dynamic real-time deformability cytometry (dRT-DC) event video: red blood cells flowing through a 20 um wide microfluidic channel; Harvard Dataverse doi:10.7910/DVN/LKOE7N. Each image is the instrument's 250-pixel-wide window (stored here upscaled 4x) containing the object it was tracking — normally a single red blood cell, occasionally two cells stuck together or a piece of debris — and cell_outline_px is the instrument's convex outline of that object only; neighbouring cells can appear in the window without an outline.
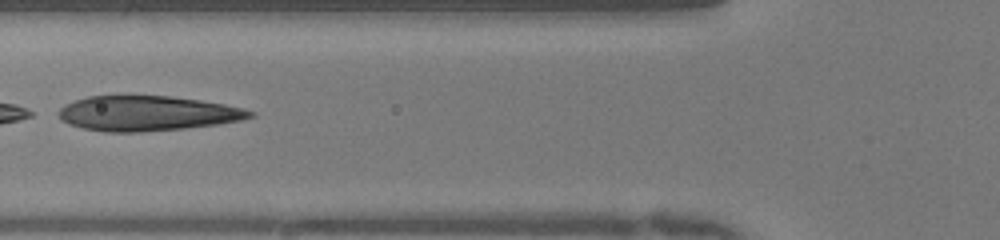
{"species": "human", "species_latin": "Homo sapiens", "temperature_condition": "warm", "stored_images_in_passage": 46, "camera_frame_rate_fps": 3000, "um_per_image_px": 0.085, "donor": {"sex": "female"}, "frame": {"image": 1, "passage_image": 16, "time_ms": 5.0, "image_size_px": [1000, 240], "cell_outline_px": [[256, 116], [240, 120], [216, 124], [184, 128], [140, 132], [104, 132], [84, 128], [68, 124], [60, 120], [56, 112], [64, 104], [88, 96], [168, 96], [200, 100], [224, 104], [256, 112]], "centroid_in_image_um": [12.47, 9.64], "position_along_channel_um": 113.3, "area_um2": 38.96}}
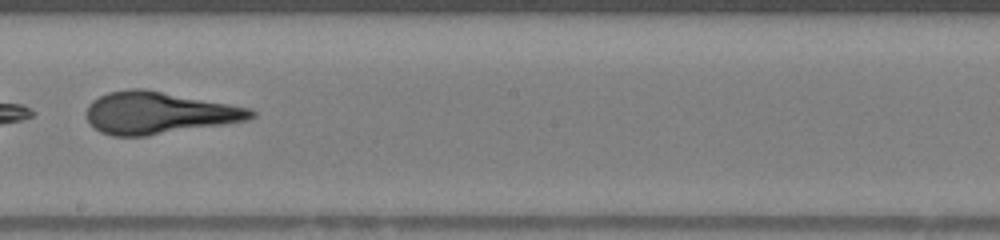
{"frame": {"image": 2, "passage_image": 25, "time_ms": 8.0, "image_size_px": [1000, 240], "cell_outline_px": [[256, 116], [248, 120], [224, 124], [144, 136], [112, 136], [100, 132], [88, 120], [88, 104], [92, 100], [108, 92], [128, 88], [144, 88], [252, 108], [256, 112]], "centroid_in_image_um": [13.51, 9.58], "position_along_channel_um": 234.7, "area_um2": 40.23}}
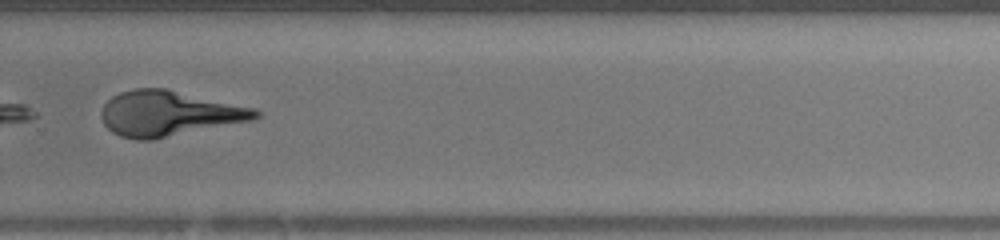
{"frame": {"image": 3, "passage_image": 31, "time_ms": 10.0, "image_size_px": [1000, 240], "cell_outline_px": [[260, 116], [256, 120], [152, 140], [136, 140], [120, 136], [112, 132], [104, 124], [100, 116], [100, 112], [104, 104], [112, 96], [120, 92], [136, 88], [164, 88], [256, 108], [260, 112]], "centroid_in_image_um": [14.37, 9.66], "position_along_channel_um": 315.4, "area_um2": 40.98}}